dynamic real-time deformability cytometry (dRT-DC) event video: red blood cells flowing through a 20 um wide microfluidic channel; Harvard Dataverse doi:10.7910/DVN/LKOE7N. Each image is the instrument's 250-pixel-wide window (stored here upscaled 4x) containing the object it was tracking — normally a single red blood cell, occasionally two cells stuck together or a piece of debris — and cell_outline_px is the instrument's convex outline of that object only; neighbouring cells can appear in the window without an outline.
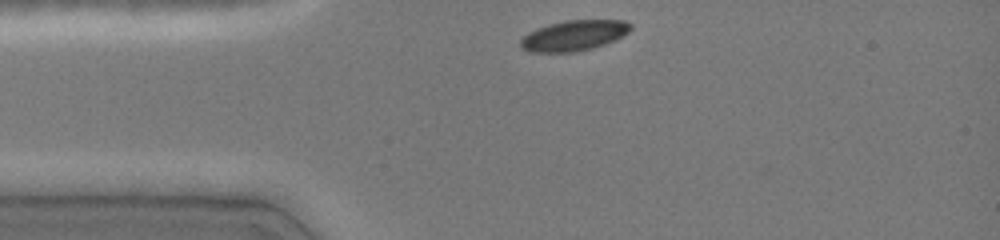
{"species": "common noctule bat (a hibernating species)", "species_latin": "Nyctalus noctula", "temperature_condition": "cold", "stored_images_in_passage": 19, "camera_frame_rate_fps": 3000, "um_per_image_px": 0.085, "animal": {"sex": "female", "body_mass_g": 19.0, "forearm_length_mm": 51.5}, "frame": {"image": 1, "passage_image": 1, "time_ms": 0.0, "image_size_px": [1000, 240], "cell_outline_px": [[632, 28], [628, 32], [604, 44], [592, 48], [572, 52], [528, 52], [520, 48], [520, 40], [528, 32], [536, 28], [548, 24], [564, 20], [624, 20], [632, 24]], "centroid_in_image_um": [48.73, 3.01], "position_along_channel_um": 36.3, "area_um2": 19.54}}